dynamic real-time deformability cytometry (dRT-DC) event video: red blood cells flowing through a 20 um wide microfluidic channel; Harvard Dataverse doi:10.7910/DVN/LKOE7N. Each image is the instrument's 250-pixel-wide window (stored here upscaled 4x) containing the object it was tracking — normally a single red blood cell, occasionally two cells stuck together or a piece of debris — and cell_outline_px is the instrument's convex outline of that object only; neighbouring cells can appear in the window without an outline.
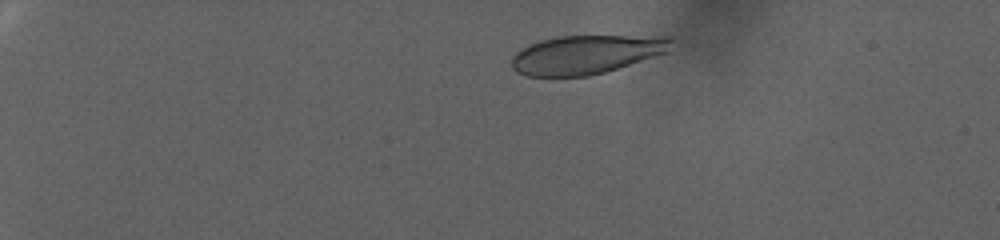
{"species": "human", "species_latin": "Homo sapiens", "temperature_condition": "warm", "stored_images_in_passage": 71, "camera_frame_rate_fps": 3000, "um_per_image_px": 0.085, "donor": {"sex": "female"}, "frame": {"image": 1, "passage_image": 1, "time_ms": 0.0, "image_size_px": [1000, 240], "cell_outline_px": [[672, 40], [668, 52], [604, 72], [588, 76], [528, 76], [516, 72], [512, 68], [512, 56], [516, 52], [540, 40], [560, 36], [672, 36]], "centroid_in_image_um": [49.82, 4.63], "position_along_channel_um": 35.2, "area_um2": 35.78}}
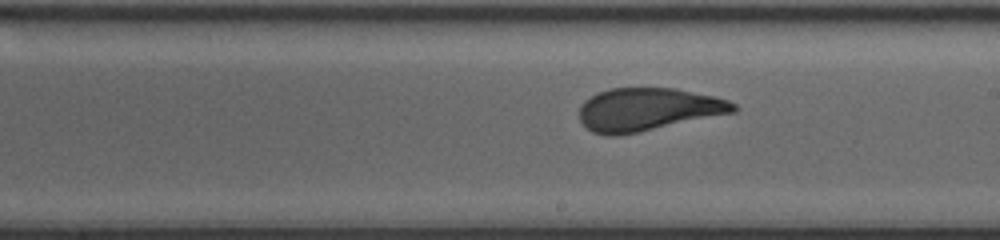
{"frame": {"image": 2, "passage_image": 39, "time_ms": 12.667, "image_size_px": [1000, 240], "cell_outline_px": [[740, 108], [736, 112], [640, 132], [616, 136], [608, 136], [592, 132], [580, 120], [580, 104], [584, 100], [596, 92], [612, 88], [676, 88], [716, 96], [728, 100], [736, 104]], "centroid_in_image_um": [55.09, 9.3], "position_along_channel_um": 233.9, "area_um2": 38.9}}
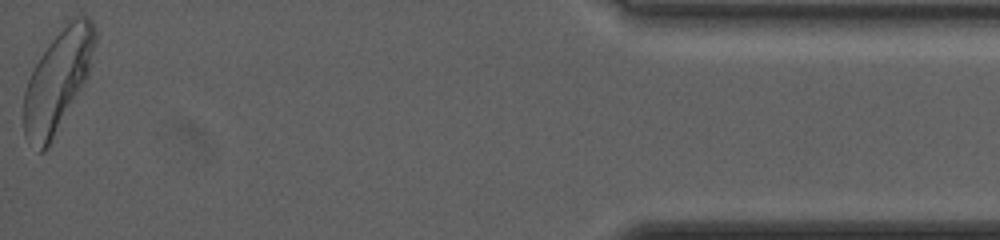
{"frame": {"image": 3, "passage_image": 71, "time_ms": 23.333, "image_size_px": [1000, 240], "cell_outline_px": [[96, 40], [88, 76], [84, 84], [48, 148], [44, 152], [40, 152], [24, 136], [24, 92], [32, 68], [48, 44], [68, 16], [76, 12], [88, 16], [92, 20], [96, 32]], "centroid_in_image_um": [4.93, 6.76], "position_along_channel_um": 430.3, "area_um2": 42.48}, "authors_computed_cell_mechanics": {"area_um2": 39.1884, "velocity_mm_per_s": 2.432, "shape_relaxation_time_tau1_ms": 10.5193, "shape_relaxation_time_tau2_ms": null, "deformation_change_tau1": 0.2205, "deformation_change_tau2": null}}